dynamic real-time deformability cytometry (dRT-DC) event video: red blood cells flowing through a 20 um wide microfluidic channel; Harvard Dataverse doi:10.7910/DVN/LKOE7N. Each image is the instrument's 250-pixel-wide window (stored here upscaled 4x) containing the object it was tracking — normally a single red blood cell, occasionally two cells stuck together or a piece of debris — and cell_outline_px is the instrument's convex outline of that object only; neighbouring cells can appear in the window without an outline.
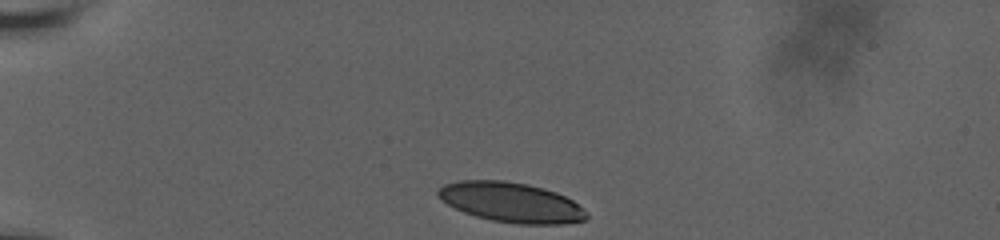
{"species": "human", "species_latin": "Homo sapiens", "temperature_condition": "room temperature", "stored_images_in_passage": 39, "camera_frame_rate_fps": 3000, "um_per_image_px": 0.085, "donor": {"sex": "male"}, "frame": {"image": 1, "passage_image": 1, "time_ms": 0.0, "image_size_px": [1000, 240], "cell_outline_px": [[588, 216], [584, 220], [564, 224], [516, 224], [492, 220], [476, 216], [464, 212], [440, 200], [436, 196], [436, 192], [444, 184], [460, 180], [504, 180], [528, 184], [556, 192], [572, 200], [588, 212]], "centroid_in_image_um": [43.44, 17.2], "position_along_channel_um": 41.6, "area_um2": 34.56}}
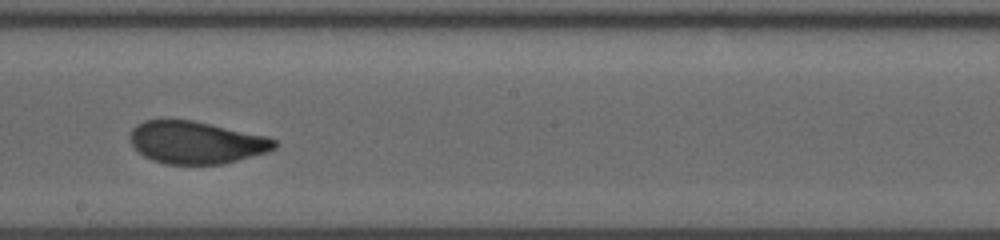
{"frame": {"image": 2, "passage_image": 22, "time_ms": 6.667, "image_size_px": [1000, 240], "cell_outline_px": [[276, 148], [268, 152], [224, 164], [164, 164], [152, 160], [144, 156], [132, 144], [132, 128], [136, 124], [144, 120], [192, 120], [268, 136], [276, 140]], "centroid_in_image_um": [16.72, 12.11], "position_along_channel_um": 231.5, "area_um2": 35.6}}
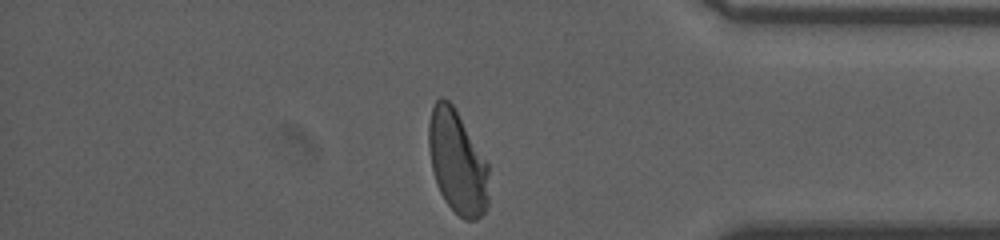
{"frame": {"image": 3, "passage_image": 39, "time_ms": 11.667, "image_size_px": [1000, 240], "cell_outline_px": [[488, 204], [484, 212], [476, 220], [464, 220], [444, 200], [436, 184], [432, 168], [428, 148], [428, 124], [432, 108], [436, 100], [440, 96], [448, 100], [452, 104], [488, 164]], "centroid_in_image_um": [38.85, 13.79], "position_along_channel_um": 396.3, "area_um2": 36.01}, "authors_computed_cell_mechanics": {"area_um2": 36.0094, "velocity_mm_per_s": 3.6524, "shape_relaxation_time_tau1_ms": 5.7979, "shape_relaxation_time_tau2_ms": 0.8228, "deformation_change_tau1": 0.1756, "deformation_change_tau2": 0.066}}